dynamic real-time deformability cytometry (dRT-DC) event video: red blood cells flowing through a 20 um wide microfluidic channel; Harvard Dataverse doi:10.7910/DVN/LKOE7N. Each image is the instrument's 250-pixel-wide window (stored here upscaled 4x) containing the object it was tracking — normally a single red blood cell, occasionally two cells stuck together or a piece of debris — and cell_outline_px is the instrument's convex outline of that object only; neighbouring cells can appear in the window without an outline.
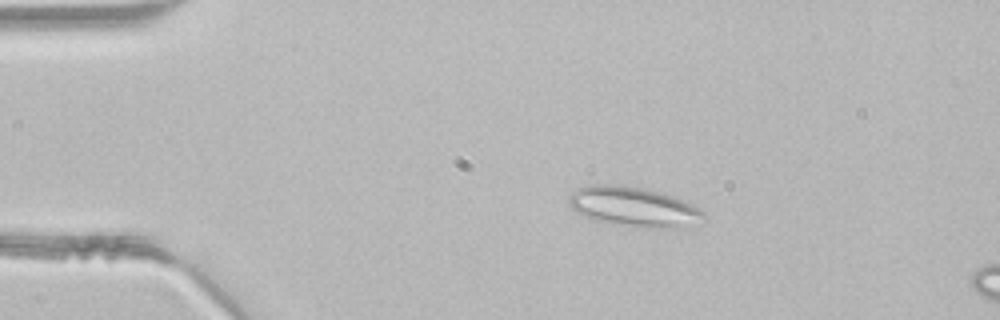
{"species": "common noctule bat (a hibernating species)", "species_latin": "Nyctalus noctula", "temperature_condition": "room temperature", "stored_images_in_passage": 44, "segment_of_instrument_passage": [1, 2], "camera_frame_rate_fps": 3000, "um_per_image_px": 0.085, "animal": {"sex": "male", "body_mass_g": 21.5, "forearm_length_mm": 52.0}, "frame": {"image": 1, "passage_image": 6, "time_ms": 1.667, "image_size_px": [1000, 320], "cell_outline_px": [[704, 216], [676, 228], [640, 228], [596, 220], [576, 212], [568, 204], [568, 196], [572, 192], [588, 184], [604, 184], [640, 188], [672, 196], [692, 204], [704, 212]], "centroid_in_image_um": [53.76, 17.57], "position_along_channel_um": 31.2, "area_um2": 30.35}}
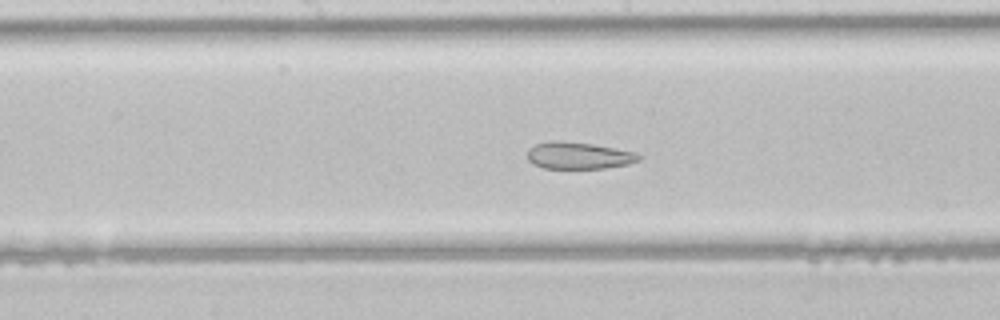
{"frame": {"image": 2, "passage_image": 21, "time_ms": 6.667, "image_size_px": [1000, 320], "cell_outline_px": [[640, 160], [628, 164], [604, 168], [544, 168], [532, 164], [528, 160], [528, 148], [536, 144], [552, 140], [556, 140], [592, 144], [636, 152], [640, 156]], "centroid_in_image_um": [49.16, 13.22], "position_along_channel_um": 199.0, "area_um2": 17.4}}
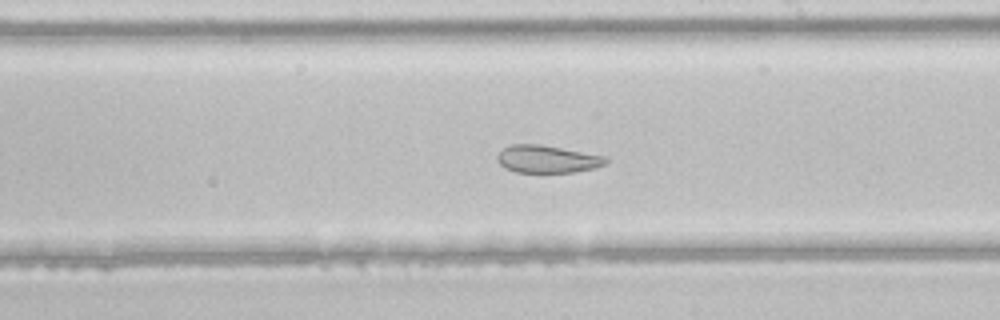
{"frame": {"image": 3, "passage_image": 24, "time_ms": 7.667, "image_size_px": [1000, 320], "cell_outline_px": [[608, 160], [604, 164], [596, 168], [572, 172], [516, 172], [504, 168], [496, 160], [496, 156], [508, 144], [540, 144], [608, 156]], "centroid_in_image_um": [46.51, 13.51], "position_along_channel_um": 242.5, "area_um2": 17.57}}